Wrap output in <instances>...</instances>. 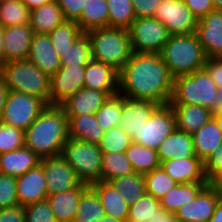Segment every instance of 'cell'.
<instances>
[{"label":"cell","mask_w":222,"mask_h":222,"mask_svg":"<svg viewBox=\"0 0 222 222\" xmlns=\"http://www.w3.org/2000/svg\"><path fill=\"white\" fill-rule=\"evenodd\" d=\"M83 34L76 21L65 20L54 28L48 36L54 49L62 58L70 46Z\"/></svg>","instance_id":"obj_36"},{"label":"cell","mask_w":222,"mask_h":222,"mask_svg":"<svg viewBox=\"0 0 222 222\" xmlns=\"http://www.w3.org/2000/svg\"><path fill=\"white\" fill-rule=\"evenodd\" d=\"M135 17H154L161 0H131Z\"/></svg>","instance_id":"obj_50"},{"label":"cell","mask_w":222,"mask_h":222,"mask_svg":"<svg viewBox=\"0 0 222 222\" xmlns=\"http://www.w3.org/2000/svg\"><path fill=\"white\" fill-rule=\"evenodd\" d=\"M160 163L170 159H186L196 156L193 136L179 129H175L157 149Z\"/></svg>","instance_id":"obj_26"},{"label":"cell","mask_w":222,"mask_h":222,"mask_svg":"<svg viewBox=\"0 0 222 222\" xmlns=\"http://www.w3.org/2000/svg\"><path fill=\"white\" fill-rule=\"evenodd\" d=\"M130 164L135 173L145 175L160 167L157 150L132 142L126 149Z\"/></svg>","instance_id":"obj_33"},{"label":"cell","mask_w":222,"mask_h":222,"mask_svg":"<svg viewBox=\"0 0 222 222\" xmlns=\"http://www.w3.org/2000/svg\"><path fill=\"white\" fill-rule=\"evenodd\" d=\"M61 155L82 183L91 185L101 181L102 151L99 145L69 137Z\"/></svg>","instance_id":"obj_7"},{"label":"cell","mask_w":222,"mask_h":222,"mask_svg":"<svg viewBox=\"0 0 222 222\" xmlns=\"http://www.w3.org/2000/svg\"><path fill=\"white\" fill-rule=\"evenodd\" d=\"M192 136L195 154L203 162L222 142V131L213 118Z\"/></svg>","instance_id":"obj_31"},{"label":"cell","mask_w":222,"mask_h":222,"mask_svg":"<svg viewBox=\"0 0 222 222\" xmlns=\"http://www.w3.org/2000/svg\"><path fill=\"white\" fill-rule=\"evenodd\" d=\"M208 222H222V201L221 200H219V202L217 203L214 214Z\"/></svg>","instance_id":"obj_57"},{"label":"cell","mask_w":222,"mask_h":222,"mask_svg":"<svg viewBox=\"0 0 222 222\" xmlns=\"http://www.w3.org/2000/svg\"><path fill=\"white\" fill-rule=\"evenodd\" d=\"M89 185H81L64 192L49 194L47 200L52 208L55 220L62 222H73L82 192Z\"/></svg>","instance_id":"obj_24"},{"label":"cell","mask_w":222,"mask_h":222,"mask_svg":"<svg viewBox=\"0 0 222 222\" xmlns=\"http://www.w3.org/2000/svg\"><path fill=\"white\" fill-rule=\"evenodd\" d=\"M3 36H4V27L0 24V70L5 64Z\"/></svg>","instance_id":"obj_58"},{"label":"cell","mask_w":222,"mask_h":222,"mask_svg":"<svg viewBox=\"0 0 222 222\" xmlns=\"http://www.w3.org/2000/svg\"><path fill=\"white\" fill-rule=\"evenodd\" d=\"M33 34L30 24L4 28L5 63L27 59Z\"/></svg>","instance_id":"obj_21"},{"label":"cell","mask_w":222,"mask_h":222,"mask_svg":"<svg viewBox=\"0 0 222 222\" xmlns=\"http://www.w3.org/2000/svg\"><path fill=\"white\" fill-rule=\"evenodd\" d=\"M105 211L96 191L89 185L83 192L73 222H99Z\"/></svg>","instance_id":"obj_34"},{"label":"cell","mask_w":222,"mask_h":222,"mask_svg":"<svg viewBox=\"0 0 222 222\" xmlns=\"http://www.w3.org/2000/svg\"><path fill=\"white\" fill-rule=\"evenodd\" d=\"M176 116V128L193 135L213 118V112L200 105L170 104Z\"/></svg>","instance_id":"obj_23"},{"label":"cell","mask_w":222,"mask_h":222,"mask_svg":"<svg viewBox=\"0 0 222 222\" xmlns=\"http://www.w3.org/2000/svg\"><path fill=\"white\" fill-rule=\"evenodd\" d=\"M215 9H222V0H212Z\"/></svg>","instance_id":"obj_62"},{"label":"cell","mask_w":222,"mask_h":222,"mask_svg":"<svg viewBox=\"0 0 222 222\" xmlns=\"http://www.w3.org/2000/svg\"><path fill=\"white\" fill-rule=\"evenodd\" d=\"M25 131L0 122V154L25 146Z\"/></svg>","instance_id":"obj_45"},{"label":"cell","mask_w":222,"mask_h":222,"mask_svg":"<svg viewBox=\"0 0 222 222\" xmlns=\"http://www.w3.org/2000/svg\"><path fill=\"white\" fill-rule=\"evenodd\" d=\"M118 73L108 64L91 60L86 65L84 87L99 91H118Z\"/></svg>","instance_id":"obj_25"},{"label":"cell","mask_w":222,"mask_h":222,"mask_svg":"<svg viewBox=\"0 0 222 222\" xmlns=\"http://www.w3.org/2000/svg\"><path fill=\"white\" fill-rule=\"evenodd\" d=\"M109 9L106 0H85L82 14L77 21L83 33L108 27Z\"/></svg>","instance_id":"obj_32"},{"label":"cell","mask_w":222,"mask_h":222,"mask_svg":"<svg viewBox=\"0 0 222 222\" xmlns=\"http://www.w3.org/2000/svg\"><path fill=\"white\" fill-rule=\"evenodd\" d=\"M209 182L177 184L159 200L161 207L175 213L180 207L193 201Z\"/></svg>","instance_id":"obj_30"},{"label":"cell","mask_w":222,"mask_h":222,"mask_svg":"<svg viewBox=\"0 0 222 222\" xmlns=\"http://www.w3.org/2000/svg\"><path fill=\"white\" fill-rule=\"evenodd\" d=\"M30 10L21 0L0 3V24L4 27L30 24Z\"/></svg>","instance_id":"obj_38"},{"label":"cell","mask_w":222,"mask_h":222,"mask_svg":"<svg viewBox=\"0 0 222 222\" xmlns=\"http://www.w3.org/2000/svg\"><path fill=\"white\" fill-rule=\"evenodd\" d=\"M158 106L159 104L153 101L122 96V111L118 127L131 137L132 142H135L145 122Z\"/></svg>","instance_id":"obj_14"},{"label":"cell","mask_w":222,"mask_h":222,"mask_svg":"<svg viewBox=\"0 0 222 222\" xmlns=\"http://www.w3.org/2000/svg\"><path fill=\"white\" fill-rule=\"evenodd\" d=\"M150 222H180L175 213H170L166 211L163 207H160L158 211H156V215L150 219Z\"/></svg>","instance_id":"obj_54"},{"label":"cell","mask_w":222,"mask_h":222,"mask_svg":"<svg viewBox=\"0 0 222 222\" xmlns=\"http://www.w3.org/2000/svg\"><path fill=\"white\" fill-rule=\"evenodd\" d=\"M173 83L159 53L133 52L118 73V94L166 105L171 101Z\"/></svg>","instance_id":"obj_1"},{"label":"cell","mask_w":222,"mask_h":222,"mask_svg":"<svg viewBox=\"0 0 222 222\" xmlns=\"http://www.w3.org/2000/svg\"><path fill=\"white\" fill-rule=\"evenodd\" d=\"M65 21L61 7L55 0L30 12V25L34 33H50Z\"/></svg>","instance_id":"obj_29"},{"label":"cell","mask_w":222,"mask_h":222,"mask_svg":"<svg viewBox=\"0 0 222 222\" xmlns=\"http://www.w3.org/2000/svg\"><path fill=\"white\" fill-rule=\"evenodd\" d=\"M169 104L200 105L214 113L222 106V89L203 68L174 78Z\"/></svg>","instance_id":"obj_3"},{"label":"cell","mask_w":222,"mask_h":222,"mask_svg":"<svg viewBox=\"0 0 222 222\" xmlns=\"http://www.w3.org/2000/svg\"><path fill=\"white\" fill-rule=\"evenodd\" d=\"M219 200L218 190L209 183L193 201L180 207L175 216L180 222H208Z\"/></svg>","instance_id":"obj_15"},{"label":"cell","mask_w":222,"mask_h":222,"mask_svg":"<svg viewBox=\"0 0 222 222\" xmlns=\"http://www.w3.org/2000/svg\"><path fill=\"white\" fill-rule=\"evenodd\" d=\"M25 222H53L52 208L47 199L24 207Z\"/></svg>","instance_id":"obj_47"},{"label":"cell","mask_w":222,"mask_h":222,"mask_svg":"<svg viewBox=\"0 0 222 222\" xmlns=\"http://www.w3.org/2000/svg\"><path fill=\"white\" fill-rule=\"evenodd\" d=\"M67 117L70 138L97 145L101 142L105 132L98 125L95 114Z\"/></svg>","instance_id":"obj_28"},{"label":"cell","mask_w":222,"mask_h":222,"mask_svg":"<svg viewBox=\"0 0 222 222\" xmlns=\"http://www.w3.org/2000/svg\"><path fill=\"white\" fill-rule=\"evenodd\" d=\"M61 7L65 20L78 21L85 0H55Z\"/></svg>","instance_id":"obj_48"},{"label":"cell","mask_w":222,"mask_h":222,"mask_svg":"<svg viewBox=\"0 0 222 222\" xmlns=\"http://www.w3.org/2000/svg\"><path fill=\"white\" fill-rule=\"evenodd\" d=\"M25 146L40 158L60 156L69 139L68 117L59 105H47L25 130Z\"/></svg>","instance_id":"obj_2"},{"label":"cell","mask_w":222,"mask_h":222,"mask_svg":"<svg viewBox=\"0 0 222 222\" xmlns=\"http://www.w3.org/2000/svg\"><path fill=\"white\" fill-rule=\"evenodd\" d=\"M90 186L96 191L105 215L127 221L129 205L110 182L98 181Z\"/></svg>","instance_id":"obj_27"},{"label":"cell","mask_w":222,"mask_h":222,"mask_svg":"<svg viewBox=\"0 0 222 222\" xmlns=\"http://www.w3.org/2000/svg\"><path fill=\"white\" fill-rule=\"evenodd\" d=\"M175 129L176 116L171 105H159L145 122L135 143L157 150Z\"/></svg>","instance_id":"obj_10"},{"label":"cell","mask_w":222,"mask_h":222,"mask_svg":"<svg viewBox=\"0 0 222 222\" xmlns=\"http://www.w3.org/2000/svg\"><path fill=\"white\" fill-rule=\"evenodd\" d=\"M161 207L159 200L145 193L134 204L129 206L126 222H150Z\"/></svg>","instance_id":"obj_43"},{"label":"cell","mask_w":222,"mask_h":222,"mask_svg":"<svg viewBox=\"0 0 222 222\" xmlns=\"http://www.w3.org/2000/svg\"><path fill=\"white\" fill-rule=\"evenodd\" d=\"M195 33L207 58L222 57V9L198 19Z\"/></svg>","instance_id":"obj_16"},{"label":"cell","mask_w":222,"mask_h":222,"mask_svg":"<svg viewBox=\"0 0 222 222\" xmlns=\"http://www.w3.org/2000/svg\"><path fill=\"white\" fill-rule=\"evenodd\" d=\"M213 119L216 121L218 128L222 131V106L214 112Z\"/></svg>","instance_id":"obj_59"},{"label":"cell","mask_w":222,"mask_h":222,"mask_svg":"<svg viewBox=\"0 0 222 222\" xmlns=\"http://www.w3.org/2000/svg\"><path fill=\"white\" fill-rule=\"evenodd\" d=\"M109 9L108 27L128 29L136 19L131 0H106Z\"/></svg>","instance_id":"obj_39"},{"label":"cell","mask_w":222,"mask_h":222,"mask_svg":"<svg viewBox=\"0 0 222 222\" xmlns=\"http://www.w3.org/2000/svg\"><path fill=\"white\" fill-rule=\"evenodd\" d=\"M46 107L42 99L9 90L0 122L25 131Z\"/></svg>","instance_id":"obj_8"},{"label":"cell","mask_w":222,"mask_h":222,"mask_svg":"<svg viewBox=\"0 0 222 222\" xmlns=\"http://www.w3.org/2000/svg\"><path fill=\"white\" fill-rule=\"evenodd\" d=\"M19 205L16 177L0 173V209Z\"/></svg>","instance_id":"obj_46"},{"label":"cell","mask_w":222,"mask_h":222,"mask_svg":"<svg viewBox=\"0 0 222 222\" xmlns=\"http://www.w3.org/2000/svg\"><path fill=\"white\" fill-rule=\"evenodd\" d=\"M27 59L49 77L62 66L59 54L54 49L48 34L44 33L33 34Z\"/></svg>","instance_id":"obj_19"},{"label":"cell","mask_w":222,"mask_h":222,"mask_svg":"<svg viewBox=\"0 0 222 222\" xmlns=\"http://www.w3.org/2000/svg\"><path fill=\"white\" fill-rule=\"evenodd\" d=\"M209 183L211 185H222V171H220Z\"/></svg>","instance_id":"obj_60"},{"label":"cell","mask_w":222,"mask_h":222,"mask_svg":"<svg viewBox=\"0 0 222 222\" xmlns=\"http://www.w3.org/2000/svg\"><path fill=\"white\" fill-rule=\"evenodd\" d=\"M117 94L118 91H99L83 87L59 106L64 110L66 116L95 114L111 96Z\"/></svg>","instance_id":"obj_17"},{"label":"cell","mask_w":222,"mask_h":222,"mask_svg":"<svg viewBox=\"0 0 222 222\" xmlns=\"http://www.w3.org/2000/svg\"><path fill=\"white\" fill-rule=\"evenodd\" d=\"M204 170L209 182L222 171V142L204 162Z\"/></svg>","instance_id":"obj_49"},{"label":"cell","mask_w":222,"mask_h":222,"mask_svg":"<svg viewBox=\"0 0 222 222\" xmlns=\"http://www.w3.org/2000/svg\"><path fill=\"white\" fill-rule=\"evenodd\" d=\"M212 186L218 190L220 200L222 201V185H212Z\"/></svg>","instance_id":"obj_63"},{"label":"cell","mask_w":222,"mask_h":222,"mask_svg":"<svg viewBox=\"0 0 222 222\" xmlns=\"http://www.w3.org/2000/svg\"><path fill=\"white\" fill-rule=\"evenodd\" d=\"M99 222H126V221L114 219L111 216L105 215Z\"/></svg>","instance_id":"obj_61"},{"label":"cell","mask_w":222,"mask_h":222,"mask_svg":"<svg viewBox=\"0 0 222 222\" xmlns=\"http://www.w3.org/2000/svg\"><path fill=\"white\" fill-rule=\"evenodd\" d=\"M160 166L178 184L209 182L205 175L204 162L197 156L165 160Z\"/></svg>","instance_id":"obj_20"},{"label":"cell","mask_w":222,"mask_h":222,"mask_svg":"<svg viewBox=\"0 0 222 222\" xmlns=\"http://www.w3.org/2000/svg\"><path fill=\"white\" fill-rule=\"evenodd\" d=\"M8 91L9 90L4 85L3 79L0 75V117L2 115V111H3L4 105H5V101H6Z\"/></svg>","instance_id":"obj_55"},{"label":"cell","mask_w":222,"mask_h":222,"mask_svg":"<svg viewBox=\"0 0 222 222\" xmlns=\"http://www.w3.org/2000/svg\"><path fill=\"white\" fill-rule=\"evenodd\" d=\"M159 54L173 78L203 69L207 58L196 33L171 35Z\"/></svg>","instance_id":"obj_4"},{"label":"cell","mask_w":222,"mask_h":222,"mask_svg":"<svg viewBox=\"0 0 222 222\" xmlns=\"http://www.w3.org/2000/svg\"><path fill=\"white\" fill-rule=\"evenodd\" d=\"M0 75L8 90L35 96L49 105L51 77L28 59L6 62Z\"/></svg>","instance_id":"obj_6"},{"label":"cell","mask_w":222,"mask_h":222,"mask_svg":"<svg viewBox=\"0 0 222 222\" xmlns=\"http://www.w3.org/2000/svg\"><path fill=\"white\" fill-rule=\"evenodd\" d=\"M204 69L213 79L218 89H222V57L206 58Z\"/></svg>","instance_id":"obj_51"},{"label":"cell","mask_w":222,"mask_h":222,"mask_svg":"<svg viewBox=\"0 0 222 222\" xmlns=\"http://www.w3.org/2000/svg\"><path fill=\"white\" fill-rule=\"evenodd\" d=\"M193 15L200 19L201 17L212 12L215 7L212 0H183Z\"/></svg>","instance_id":"obj_52"},{"label":"cell","mask_w":222,"mask_h":222,"mask_svg":"<svg viewBox=\"0 0 222 222\" xmlns=\"http://www.w3.org/2000/svg\"><path fill=\"white\" fill-rule=\"evenodd\" d=\"M110 183L119 191L129 206L134 204L146 193L144 176L132 173L112 179Z\"/></svg>","instance_id":"obj_37"},{"label":"cell","mask_w":222,"mask_h":222,"mask_svg":"<svg viewBox=\"0 0 222 222\" xmlns=\"http://www.w3.org/2000/svg\"><path fill=\"white\" fill-rule=\"evenodd\" d=\"M41 159L26 146L0 154V173L12 177L22 176L28 170L37 167Z\"/></svg>","instance_id":"obj_22"},{"label":"cell","mask_w":222,"mask_h":222,"mask_svg":"<svg viewBox=\"0 0 222 222\" xmlns=\"http://www.w3.org/2000/svg\"><path fill=\"white\" fill-rule=\"evenodd\" d=\"M86 66H61L51 77L49 105H60L84 87Z\"/></svg>","instance_id":"obj_13"},{"label":"cell","mask_w":222,"mask_h":222,"mask_svg":"<svg viewBox=\"0 0 222 222\" xmlns=\"http://www.w3.org/2000/svg\"><path fill=\"white\" fill-rule=\"evenodd\" d=\"M86 34L91 42L92 60L108 64L118 72L133 54L128 29L105 27Z\"/></svg>","instance_id":"obj_5"},{"label":"cell","mask_w":222,"mask_h":222,"mask_svg":"<svg viewBox=\"0 0 222 222\" xmlns=\"http://www.w3.org/2000/svg\"><path fill=\"white\" fill-rule=\"evenodd\" d=\"M0 222H25V211L21 205L0 209Z\"/></svg>","instance_id":"obj_53"},{"label":"cell","mask_w":222,"mask_h":222,"mask_svg":"<svg viewBox=\"0 0 222 222\" xmlns=\"http://www.w3.org/2000/svg\"><path fill=\"white\" fill-rule=\"evenodd\" d=\"M128 32L133 52L160 53L171 36L166 26L155 17L135 19Z\"/></svg>","instance_id":"obj_9"},{"label":"cell","mask_w":222,"mask_h":222,"mask_svg":"<svg viewBox=\"0 0 222 222\" xmlns=\"http://www.w3.org/2000/svg\"><path fill=\"white\" fill-rule=\"evenodd\" d=\"M134 173L125 152H102L101 181L110 182L112 179Z\"/></svg>","instance_id":"obj_35"},{"label":"cell","mask_w":222,"mask_h":222,"mask_svg":"<svg viewBox=\"0 0 222 222\" xmlns=\"http://www.w3.org/2000/svg\"><path fill=\"white\" fill-rule=\"evenodd\" d=\"M144 176L146 193L160 200L178 183L160 166Z\"/></svg>","instance_id":"obj_42"},{"label":"cell","mask_w":222,"mask_h":222,"mask_svg":"<svg viewBox=\"0 0 222 222\" xmlns=\"http://www.w3.org/2000/svg\"><path fill=\"white\" fill-rule=\"evenodd\" d=\"M92 60L91 42L83 33L64 53L62 66H86Z\"/></svg>","instance_id":"obj_40"},{"label":"cell","mask_w":222,"mask_h":222,"mask_svg":"<svg viewBox=\"0 0 222 222\" xmlns=\"http://www.w3.org/2000/svg\"><path fill=\"white\" fill-rule=\"evenodd\" d=\"M43 167L39 164L16 178L19 205L25 207L45 200L48 196Z\"/></svg>","instance_id":"obj_18"},{"label":"cell","mask_w":222,"mask_h":222,"mask_svg":"<svg viewBox=\"0 0 222 222\" xmlns=\"http://www.w3.org/2000/svg\"><path fill=\"white\" fill-rule=\"evenodd\" d=\"M26 7L32 11L38 7H41L42 5H45L47 2L51 0H21Z\"/></svg>","instance_id":"obj_56"},{"label":"cell","mask_w":222,"mask_h":222,"mask_svg":"<svg viewBox=\"0 0 222 222\" xmlns=\"http://www.w3.org/2000/svg\"><path fill=\"white\" fill-rule=\"evenodd\" d=\"M122 111V96H111L95 113L98 125L106 132L119 125Z\"/></svg>","instance_id":"obj_41"},{"label":"cell","mask_w":222,"mask_h":222,"mask_svg":"<svg viewBox=\"0 0 222 222\" xmlns=\"http://www.w3.org/2000/svg\"><path fill=\"white\" fill-rule=\"evenodd\" d=\"M132 143L131 137L120 127L112 128L104 133L98 144L102 152H125Z\"/></svg>","instance_id":"obj_44"},{"label":"cell","mask_w":222,"mask_h":222,"mask_svg":"<svg viewBox=\"0 0 222 222\" xmlns=\"http://www.w3.org/2000/svg\"><path fill=\"white\" fill-rule=\"evenodd\" d=\"M40 164L45 173L48 195L71 190L82 184L62 155L42 158Z\"/></svg>","instance_id":"obj_12"},{"label":"cell","mask_w":222,"mask_h":222,"mask_svg":"<svg viewBox=\"0 0 222 222\" xmlns=\"http://www.w3.org/2000/svg\"><path fill=\"white\" fill-rule=\"evenodd\" d=\"M154 17L166 26L170 35L196 32L198 19L183 0H161Z\"/></svg>","instance_id":"obj_11"}]
</instances>
